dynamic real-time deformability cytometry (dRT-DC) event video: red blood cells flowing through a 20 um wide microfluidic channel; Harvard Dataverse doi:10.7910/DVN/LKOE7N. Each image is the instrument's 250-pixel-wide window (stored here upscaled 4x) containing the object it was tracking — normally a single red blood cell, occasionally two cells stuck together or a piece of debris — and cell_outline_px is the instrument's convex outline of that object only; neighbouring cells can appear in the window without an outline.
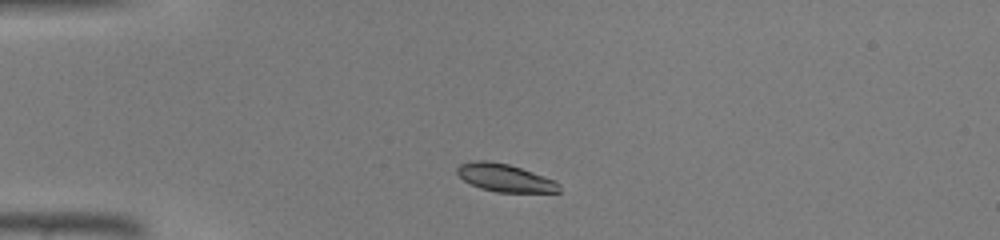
{"species": "common noctule bat (a hibernating species)", "species_latin": "Nyctalus noctula", "temperature_condition": "warm", "stored_images_in_passage": 35, "camera_frame_rate_fps": 3000, "um_per_image_px": 0.085, "animal": {"sex": "male", "body_mass_g": 19.0, "forearm_length_mm": 50.8}, "frame": {"image": 1, "passage_image": 1, "time_ms": 0.0, "image_size_px": [1000, 240], "cell_outline_px": [[560, 192], [496, 192], [480, 188], [464, 180], [456, 172], [456, 168], [460, 164], [472, 160], [488, 160], [508, 164], [556, 180], [560, 184]], "centroid_in_image_um": [42.92, 15.11], "position_along_channel_um": 42.1, "area_um2": 16.53}}
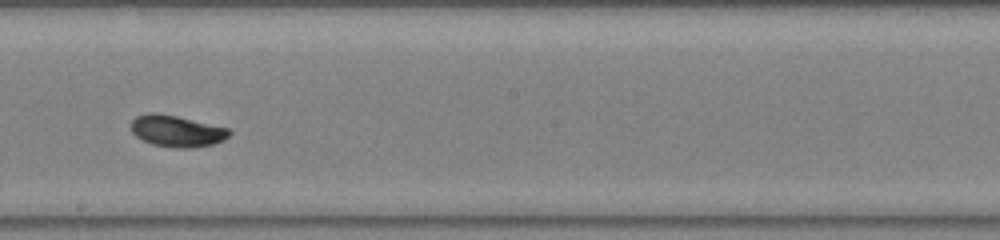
{"frame": {"image": 2, "passage_image": 16, "time_ms": 5.0, "image_size_px": [1000, 240], "cell_outline_px": [[232, 132], [224, 140], [212, 144], [188, 148], [176, 148], [152, 144], [136, 136], [132, 132], [132, 120], [136, 116], [148, 112], [156, 112], [176, 116], [228, 128]], "centroid_in_image_um": [15.01, 11.13], "position_along_channel_um": 233.2, "area_um2": 17.86}}
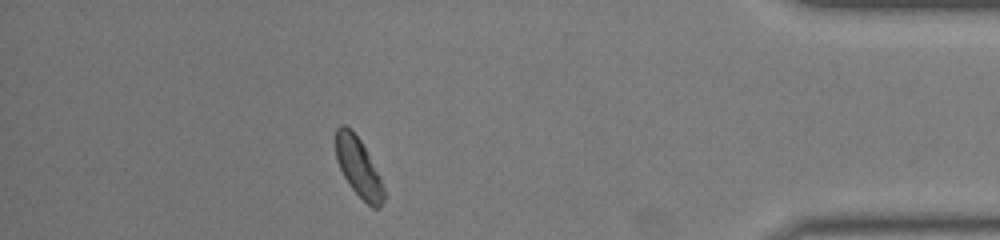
{"frame": {"image": 3, "passage_image": 30, "time_ms": 9.667, "image_size_px": [1000, 240], "cell_outline_px": [[384, 200], [380, 208], [372, 208], [348, 184], [336, 160], [336, 128], [340, 124], [344, 124], [360, 140], [380, 176], [384, 188]], "centroid_in_image_um": [30.47, 14.24], "position_along_channel_um": 404.7, "area_um2": 16.24}}